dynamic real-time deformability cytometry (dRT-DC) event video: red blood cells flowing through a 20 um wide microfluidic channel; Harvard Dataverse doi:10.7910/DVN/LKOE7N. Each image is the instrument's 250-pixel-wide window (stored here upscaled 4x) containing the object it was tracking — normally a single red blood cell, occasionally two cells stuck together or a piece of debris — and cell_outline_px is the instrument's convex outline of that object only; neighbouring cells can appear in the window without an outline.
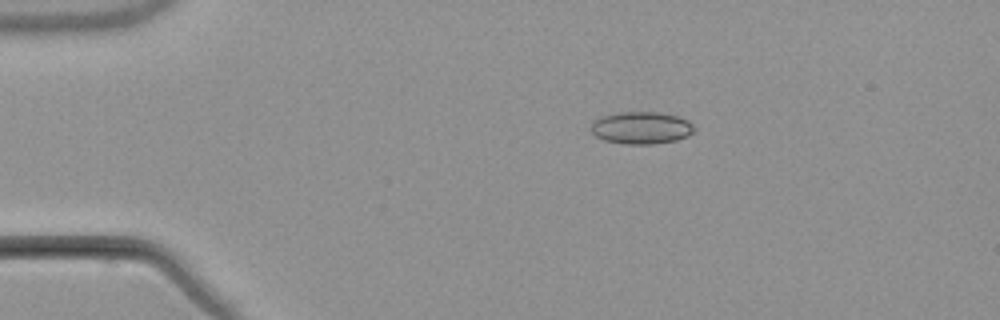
{"species": "common noctule bat (a hibernating species)", "species_latin": "Nyctalus noctula", "temperature_condition": "warm", "stored_images_in_passage": 6, "camera_frame_rate_fps": 3000, "um_per_image_px": 0.085, "animal": {"sex": "male", "body_mass_g": 21.5, "forearm_length_mm": 52.0}, "frame": {"image": 1, "passage_image": 3, "time_ms": 2.667, "image_size_px": [1000, 320], "cell_outline_px": [[696, 128], [688, 136], [676, 140], [652, 144], [624, 144], [604, 140], [596, 136], [592, 132], [592, 120], [600, 116], [620, 112], [656, 112], [676, 116], [688, 120]], "centroid_in_image_um": [54.5, 10.86], "position_along_channel_um": 30.5, "area_um2": 19.42}}
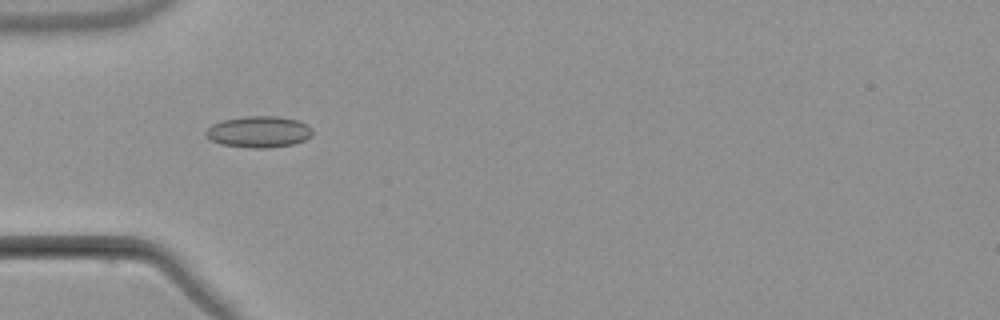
{"frame": {"image": 2, "passage_image": 5, "time_ms": 5.0, "image_size_px": [1000, 320], "cell_outline_px": [[312, 136], [304, 140], [292, 144], [268, 148], [252, 148], [220, 144], [208, 140], [204, 132], [212, 124], [224, 120], [244, 116], [280, 116], [300, 120], [308, 124], [312, 128]], "centroid_in_image_um": [22.0, 11.2], "position_along_channel_um": 63.0, "area_um2": 19.77}}
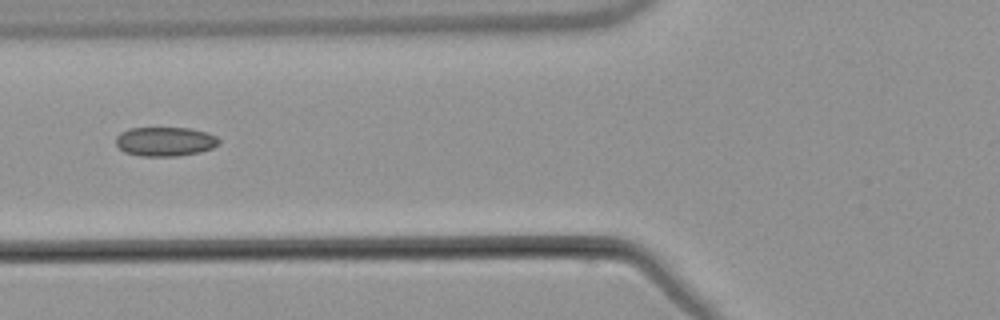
{"frame": {"image": 3, "passage_image": 6, "time_ms": 6.333, "image_size_px": [1000, 320], "cell_outline_px": [[220, 144], [212, 148], [200, 152], [176, 156], [140, 156], [124, 152], [116, 144], [116, 136], [120, 132], [128, 128], [188, 128], [208, 132], [216, 136], [220, 140]], "centroid_in_image_um": [14.04, 12.03], "position_along_channel_um": 111.8, "area_um2": 17.69}}